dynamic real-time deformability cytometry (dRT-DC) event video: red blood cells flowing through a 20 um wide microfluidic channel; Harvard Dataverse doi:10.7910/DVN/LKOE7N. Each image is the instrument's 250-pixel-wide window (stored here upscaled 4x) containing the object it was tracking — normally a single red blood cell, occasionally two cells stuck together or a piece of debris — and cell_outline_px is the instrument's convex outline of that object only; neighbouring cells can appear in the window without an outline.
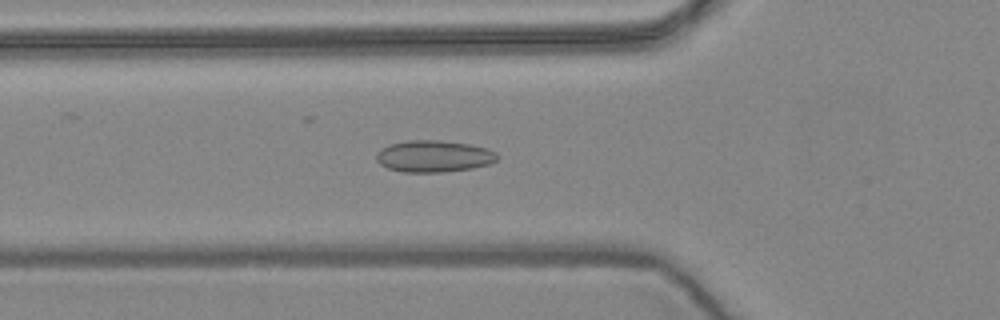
{"species": "common noctule bat (a hibernating species)", "species_latin": "Nyctalus noctula", "temperature_condition": "warm", "stored_images_in_passage": 58, "camera_frame_rate_fps": 3000, "um_per_image_px": 0.085, "animal": {"sex": "female", "body_mass_g": 24.6, "forearm_length_mm": 56.2}, "frame": {"image": 1, "passage_image": 20, "time_ms": 6.333, "image_size_px": [1000, 320], "cell_outline_px": [[500, 156], [496, 160], [488, 164], [472, 168], [444, 172], [404, 172], [388, 168], [380, 164], [376, 160], [376, 152], [380, 148], [388, 144], [408, 140], [440, 140], [468, 144], [484, 148], [496, 152]], "centroid_in_image_um": [36.83, 13.28], "position_along_channel_um": 89.0, "area_um2": 22.43}}
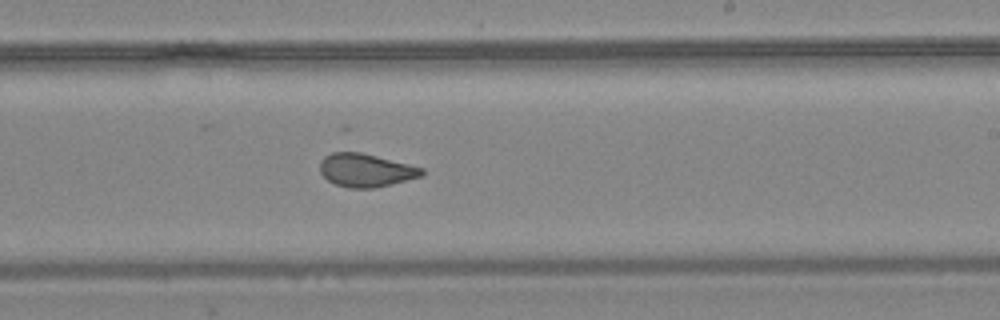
{"frame": {"image": 2, "passage_image": 34, "time_ms": 11.0, "image_size_px": [1000, 320], "cell_outline_px": [[424, 176], [376, 188], [348, 188], [336, 184], [328, 180], [320, 172], [320, 160], [324, 156], [332, 152], [360, 152], [424, 168]], "centroid_in_image_um": [31.1, 14.48], "position_along_channel_um": 257.9, "area_um2": 19.77}}
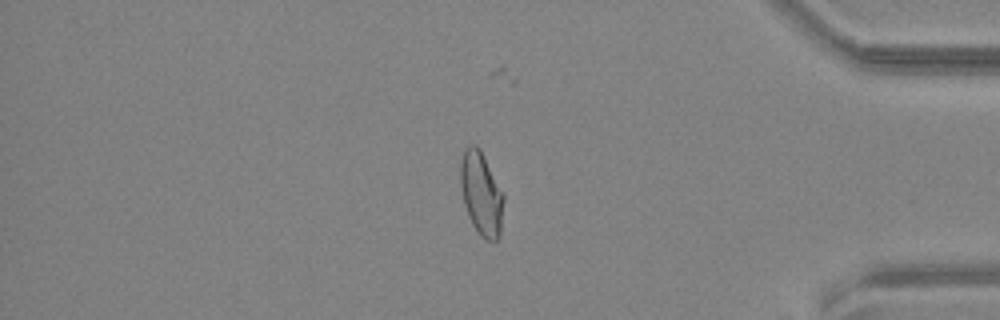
{"frame": {"image": 3, "passage_image": 48, "time_ms": 15.667, "image_size_px": [1000, 320], "cell_outline_px": [[504, 200], [500, 236], [496, 240], [484, 240], [480, 236], [472, 224], [468, 216], [464, 204], [460, 184], [460, 164], [464, 148], [468, 144], [476, 144], [480, 148], [504, 196]], "centroid_in_image_um": [40.89, 16.45], "position_along_channel_um": 394.3, "area_um2": 21.1}, "authors_computed_cell_mechanics": {"area_um2": 21.0681, "velocity_mm_per_s": 3.6041, "shape_relaxation_time_tau1_ms": null, "shape_relaxation_time_tau2_ms": 1.3644, "deformation_change_tau1": null, "deformation_change_tau2": 0.0634}}